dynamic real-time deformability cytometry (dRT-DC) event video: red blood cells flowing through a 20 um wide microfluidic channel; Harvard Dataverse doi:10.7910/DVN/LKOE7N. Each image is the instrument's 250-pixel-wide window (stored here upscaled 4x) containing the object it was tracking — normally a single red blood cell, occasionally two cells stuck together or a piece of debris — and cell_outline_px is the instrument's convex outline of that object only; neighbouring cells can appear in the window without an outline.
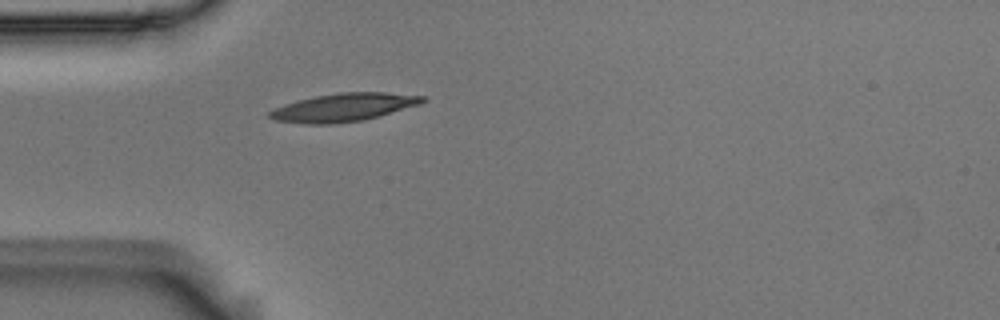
{"species": "Egyptian fruit bat (a non-hibernating species)", "species_latin": "Rousettus aegyptiacus", "temperature_condition": "room temperature", "stored_images_in_passage": 37, "camera_frame_rate_fps": 3000, "um_per_image_px": 0.085, "animal": {"sex": "male"}, "frame": {"image": 1, "passage_image": 1, "time_ms": 0.0, "image_size_px": [1000, 320], "cell_outline_px": [[428, 100], [420, 104], [364, 120], [332, 124], [308, 124], [276, 120], [268, 116], [268, 112], [284, 104], [316, 96], [336, 92], [384, 92], [424, 96]], "centroid_in_image_um": [29.23, 9.12], "position_along_channel_um": 55.8, "area_um2": 24.85}}
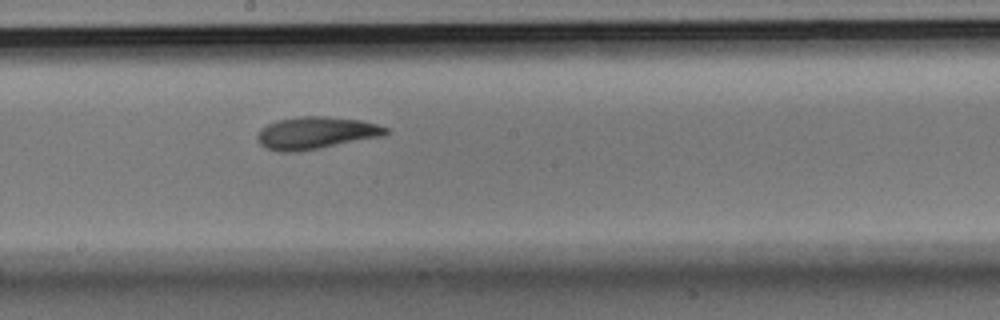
{"frame": {"image": 2, "passage_image": 15, "time_ms": 4.667, "image_size_px": [1000, 320], "cell_outline_px": [[388, 132], [384, 136], [316, 148], [292, 152], [280, 152], [264, 148], [260, 144], [256, 136], [260, 128], [276, 120], [296, 116], [328, 116], [360, 120], [376, 124], [388, 128]], "centroid_in_image_um": [26.81, 11.28], "position_along_channel_um": 221.4, "area_um2": 24.1}}
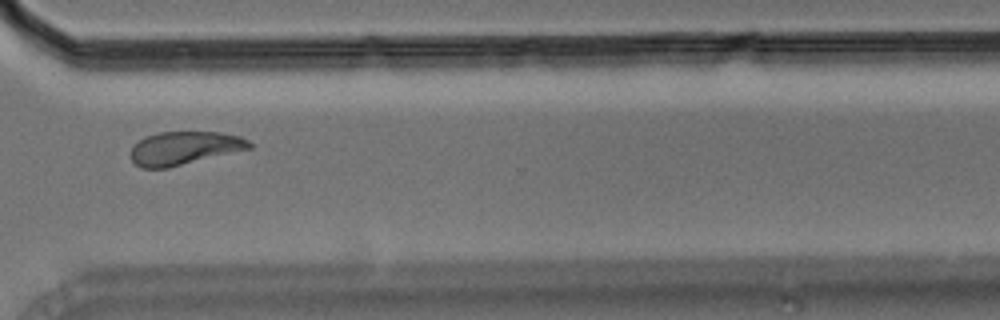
{"frame": {"image": 3, "passage_image": 26, "time_ms": 8.333, "image_size_px": [1000, 320], "cell_outline_px": [[252, 148], [168, 168], [140, 168], [128, 156], [128, 152], [140, 140], [148, 136], [160, 132], [220, 132], [240, 136], [248, 140], [252, 144]], "centroid_in_image_um": [15.66, 12.6], "position_along_channel_um": 354.9, "area_um2": 23.0}, "authors_computed_cell_mechanics": {"area_um2": 23.2356, "velocity_mm_per_s": 3.6524, "shape_relaxation_time_tau1_ms": 9.6574, "shape_relaxation_time_tau2_ms": 2.0257, "deformation_change_tau1": 0.2349, "deformation_change_tau2": 0.0803}}